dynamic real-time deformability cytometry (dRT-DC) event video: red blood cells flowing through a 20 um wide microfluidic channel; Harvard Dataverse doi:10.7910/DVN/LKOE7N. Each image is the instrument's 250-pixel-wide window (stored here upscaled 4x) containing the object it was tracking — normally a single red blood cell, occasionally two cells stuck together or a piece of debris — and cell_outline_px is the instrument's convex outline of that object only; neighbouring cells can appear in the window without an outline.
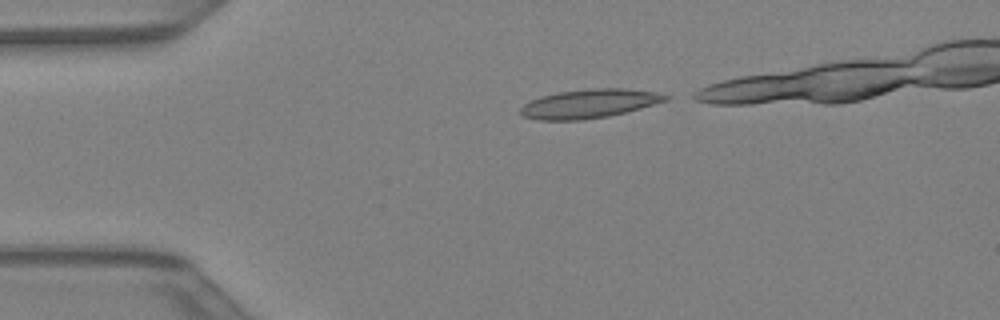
{"species": "Egyptian fruit bat (a non-hibernating species)", "species_latin": "Rousettus aegyptiacus", "temperature_condition": "warm", "stored_images_in_passage": 27, "camera_frame_rate_fps": 3000, "um_per_image_px": 0.085, "animal": {"sex": "female"}, "frame": {"image": 1, "passage_image": 1, "time_ms": 0.0, "image_size_px": [1000, 320], "cell_outline_px": [[672, 96], [668, 100], [640, 108], [608, 116], [580, 120], [540, 120], [524, 116], [520, 112], [520, 108], [524, 104], [540, 96], [556, 92], [592, 88], [624, 88], [656, 92]], "centroid_in_image_um": [50.1, 8.8], "position_along_channel_um": 34.9, "area_um2": 24.33}}
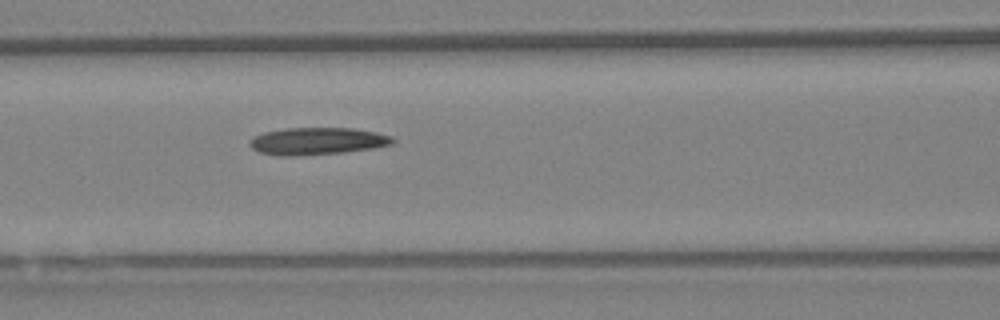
{"frame": {"image": 2, "passage_image": 10, "time_ms": 3.0, "image_size_px": [1000, 320], "cell_outline_px": [[396, 140], [392, 144], [372, 148], [344, 152], [288, 156], [280, 156], [260, 152], [252, 148], [248, 144], [248, 140], [252, 136], [264, 132], [284, 128], [352, 128], [376, 132], [392, 136]], "centroid_in_image_um": [26.93, 11.98], "position_along_channel_um": 139.7, "area_um2": 22.72}}
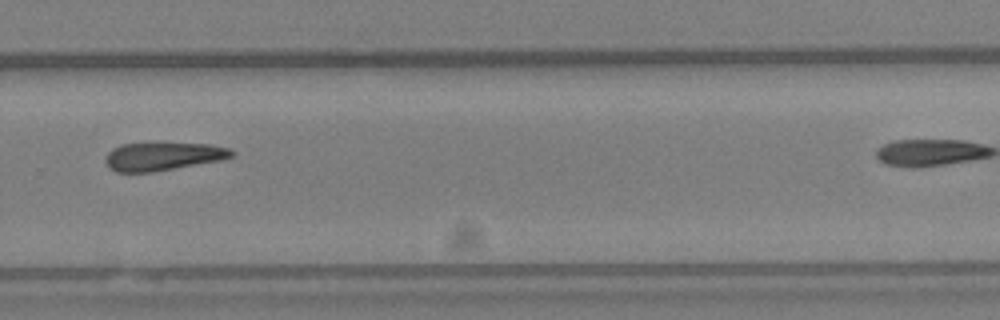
{"frame": {"image": 3, "passage_image": 21, "time_ms": 6.667, "image_size_px": [1000, 320], "cell_outline_px": [[236, 152], [232, 156], [220, 160], [152, 172], [116, 172], [104, 160], [108, 152], [112, 148], [120, 144], [212, 144], [228, 148]], "centroid_in_image_um": [13.84, 13.29], "position_along_channel_um": 316.0, "area_um2": 20.29}}